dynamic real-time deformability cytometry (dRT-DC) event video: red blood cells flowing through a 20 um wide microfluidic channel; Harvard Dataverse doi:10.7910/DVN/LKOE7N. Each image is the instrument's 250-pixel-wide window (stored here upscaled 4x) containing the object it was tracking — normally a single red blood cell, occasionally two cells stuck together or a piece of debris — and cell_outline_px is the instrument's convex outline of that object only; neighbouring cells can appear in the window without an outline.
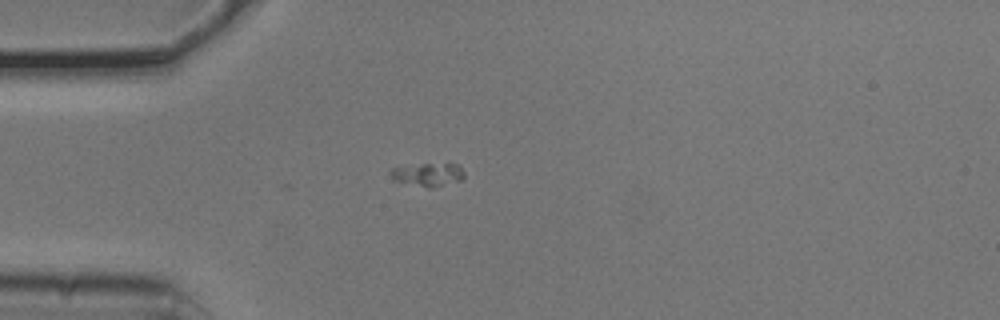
{"species": "common noctule bat (a hibernating species)", "species_latin": "Nyctalus noctula", "temperature_condition": "cold", "stored_images_in_passage": 2, "camera_frame_rate_fps": 3000, "um_per_image_px": 0.085, "animal": {"sex": "male", "body_mass_g": 20.5, "forearm_length_mm": 52.5}, "frame": {"image": 1, "passage_image": 1, "time_ms": 0.0, "image_size_px": [1000, 320], "cell_outline_px": [[464, 180], [432, 188], [428, 188], [396, 184], [392, 180], [392, 168], [448, 160], [456, 164], [464, 172]], "centroid_in_image_um": [36.4, 14.84], "position_along_channel_um": 48.6, "area_um2": 10.81}}